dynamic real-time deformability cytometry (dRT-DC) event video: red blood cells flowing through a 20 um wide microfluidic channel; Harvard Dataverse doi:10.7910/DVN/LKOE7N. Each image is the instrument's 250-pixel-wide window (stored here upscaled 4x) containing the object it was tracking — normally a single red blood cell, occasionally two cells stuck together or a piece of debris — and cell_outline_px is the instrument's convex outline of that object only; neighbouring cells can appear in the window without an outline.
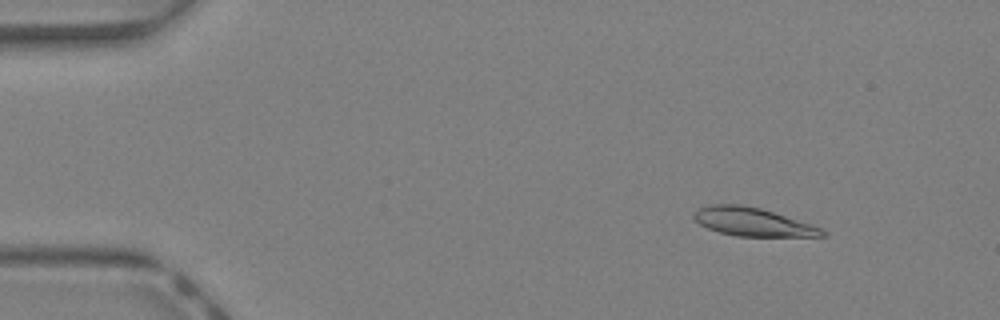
{"species": "Egyptian fruit bat (a non-hibernating species)", "species_latin": "Rousettus aegyptiacus", "temperature_condition": "warm", "stored_images_in_passage": 44, "camera_frame_rate_fps": 3000, "um_per_image_px": 0.085, "animal": {"sex": "female"}, "frame": {"image": 1, "passage_image": 6, "time_ms": 1.667, "image_size_px": [1000, 320], "cell_outline_px": [[824, 236], [736, 236], [720, 232], [708, 228], [700, 224], [692, 216], [692, 212], [696, 208], [712, 204], [744, 204], [760, 208], [812, 224], [820, 228], [824, 232]], "centroid_in_image_um": [63.91, 18.84], "position_along_channel_um": 21.1, "area_um2": 21.1}}
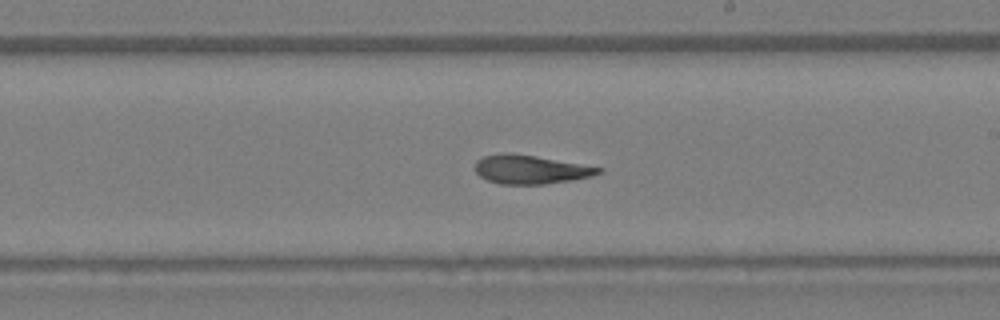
{"frame": {"image": 2, "passage_image": 26, "time_ms": 8.333, "image_size_px": [1000, 320], "cell_outline_px": [[604, 172], [592, 176], [572, 180], [544, 184], [500, 184], [488, 180], [480, 176], [476, 172], [476, 160], [484, 156], [504, 152], [512, 152], [536, 156], [604, 168]], "centroid_in_image_um": [45.11, 14.4], "position_along_channel_um": 243.9, "area_um2": 20.75}}
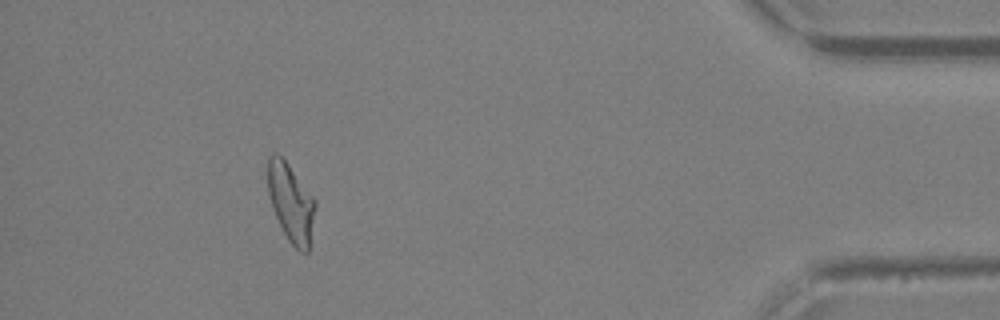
{"frame": {"image": 3, "passage_image": 40, "time_ms": 13.0, "image_size_px": [1000, 320], "cell_outline_px": [[316, 204], [308, 252], [300, 252], [288, 240], [272, 208], [268, 192], [268, 156], [272, 152], [276, 152], [288, 164], [316, 200]], "centroid_in_image_um": [24.72, 17.21], "position_along_channel_um": 410.5, "area_um2": 21.39}, "authors_computed_cell_mechanics": {"area_um2": 21.5883, "velocity_mm_per_s": 4.7786, "shape_relaxation_time_tau1_ms": null, "shape_relaxation_time_tau2_ms": 1.3515, "deformation_change_tau1": null, "deformation_change_tau2": 0.1031}}